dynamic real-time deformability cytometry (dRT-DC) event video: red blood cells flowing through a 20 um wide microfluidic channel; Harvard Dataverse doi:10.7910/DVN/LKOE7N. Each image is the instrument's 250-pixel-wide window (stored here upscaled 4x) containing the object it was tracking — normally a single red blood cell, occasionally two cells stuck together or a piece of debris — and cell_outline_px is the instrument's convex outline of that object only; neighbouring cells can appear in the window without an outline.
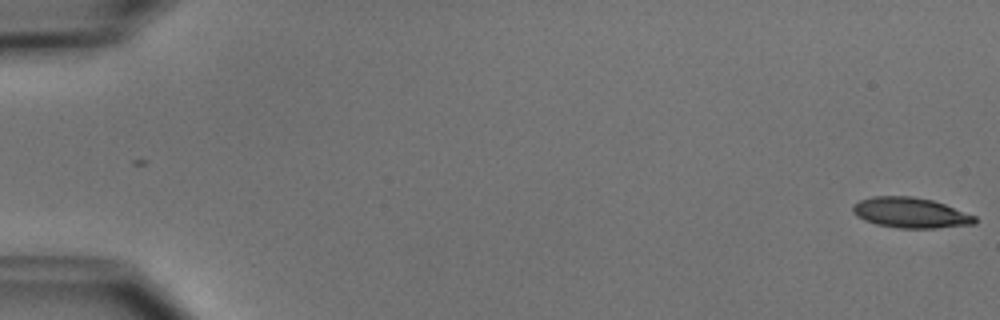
{"species": "common noctule bat (a hibernating species)", "species_latin": "Nyctalus noctula", "temperature_condition": "cold", "stored_images_in_passage": 2, "camera_frame_rate_fps": 3000, "um_per_image_px": 0.085, "animal": {"sex": "male", "body_mass_g": 15.6}, "frame": {"image": 1, "passage_image": 2, "time_ms": 1.0, "image_size_px": [1000, 320], "cell_outline_px": [[976, 224], [936, 228], [896, 228], [876, 224], [864, 220], [856, 216], [852, 212], [852, 204], [860, 200], [872, 196], [912, 196], [932, 200], [944, 204], [976, 216]], "centroid_in_image_um": [77.36, 18.08], "position_along_channel_um": 7.6, "area_um2": 21.73}}